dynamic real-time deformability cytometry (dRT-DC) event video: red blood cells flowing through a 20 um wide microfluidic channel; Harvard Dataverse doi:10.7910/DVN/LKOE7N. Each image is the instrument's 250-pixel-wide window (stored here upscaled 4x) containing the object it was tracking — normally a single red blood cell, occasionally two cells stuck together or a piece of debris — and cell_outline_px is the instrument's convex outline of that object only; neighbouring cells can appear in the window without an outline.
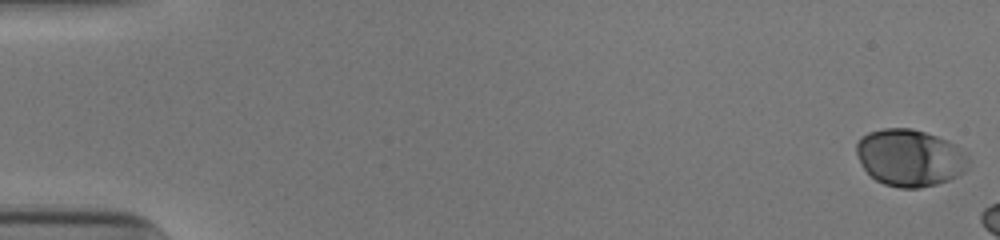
{"species": "human", "species_latin": "Homo sapiens", "temperature_condition": "cold", "stored_images_in_passage": 8, "camera_frame_rate_fps": 3000, "um_per_image_px": 0.085, "donor": {"sex": "male"}, "frame": {"image": 1, "passage_image": 1, "time_ms": 0.0, "image_size_px": [1000, 240], "cell_outline_px": [[968, 168], [964, 172], [948, 180], [936, 184], [920, 188], [900, 188], [884, 184], [876, 180], [864, 168], [856, 152], [856, 144], [860, 136], [868, 132], [884, 128], [912, 128], [948, 140], [956, 144], [968, 156]], "centroid_in_image_um": [77.34, 13.4], "position_along_channel_um": 7.7, "area_um2": 37.28}}